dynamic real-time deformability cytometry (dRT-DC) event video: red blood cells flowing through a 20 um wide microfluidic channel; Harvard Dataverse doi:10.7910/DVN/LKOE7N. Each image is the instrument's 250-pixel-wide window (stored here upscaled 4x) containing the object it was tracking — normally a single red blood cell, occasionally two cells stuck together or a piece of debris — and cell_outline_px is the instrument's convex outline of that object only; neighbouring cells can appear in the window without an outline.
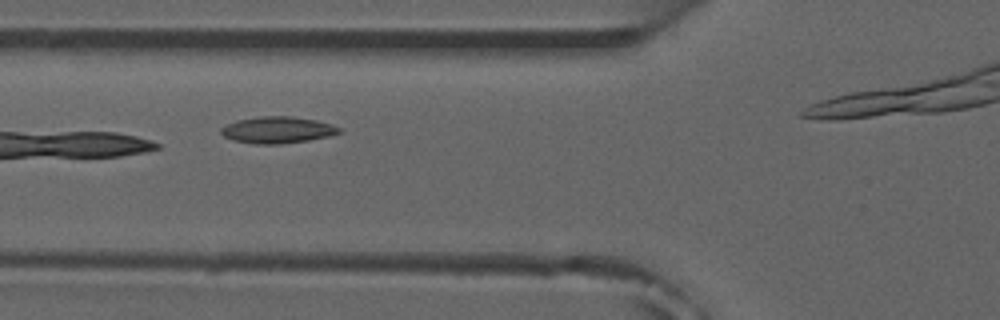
{"species": "common noctule bat (a hibernating species)", "species_latin": "Nyctalus noctula", "temperature_condition": "room temperature", "stored_images_in_passage": 6, "camera_frame_rate_fps": 3000, "um_per_image_px": 0.085, "animal": {"sex": "male", "forearm_length_mm": 52.5}, "frame": {"image": 1, "passage_image": 5, "time_ms": 4.333, "image_size_px": [1000, 320], "cell_outline_px": [[344, 132], [328, 136], [308, 140], [280, 144], [256, 144], [232, 140], [224, 136], [220, 132], [220, 128], [236, 120], [260, 116], [292, 116], [316, 120], [332, 124], [340, 128]], "centroid_in_image_um": [23.59, 11.04], "position_along_channel_um": 102.2, "area_um2": 18.38}}